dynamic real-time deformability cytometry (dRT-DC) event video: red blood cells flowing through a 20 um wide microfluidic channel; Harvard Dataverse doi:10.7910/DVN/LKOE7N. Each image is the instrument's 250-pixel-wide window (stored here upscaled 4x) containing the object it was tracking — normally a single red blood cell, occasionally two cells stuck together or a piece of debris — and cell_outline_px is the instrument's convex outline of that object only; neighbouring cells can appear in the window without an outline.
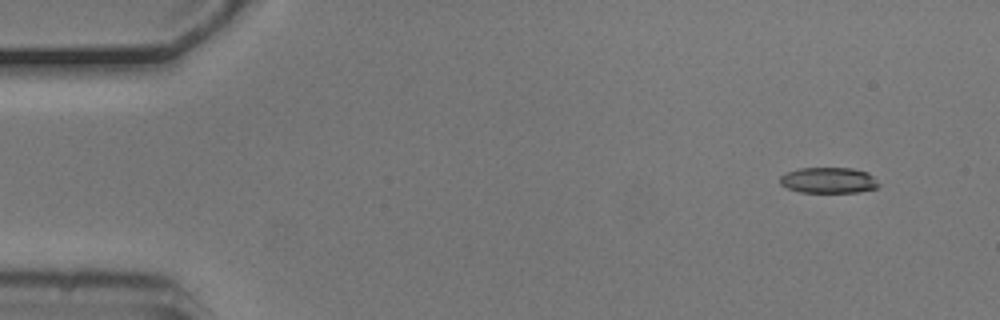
{"species": "common noctule bat (a hibernating species)", "species_latin": "Nyctalus noctula", "temperature_condition": "cold", "stored_images_in_passage": 5, "camera_frame_rate_fps": 3000, "um_per_image_px": 0.085, "animal": {"sex": "male", "body_mass_g": 20.5, "forearm_length_mm": 52.5}, "frame": {"image": 1, "passage_image": 2, "time_ms": 0.333, "image_size_px": [1000, 320], "cell_outline_px": [[880, 184], [876, 188], [856, 192], [800, 192], [788, 188], [780, 184], [780, 176], [788, 172], [800, 168], [852, 168], [868, 172]], "centroid_in_image_um": [70.43, 15.32], "position_along_channel_um": 14.6, "area_um2": 14.74}}
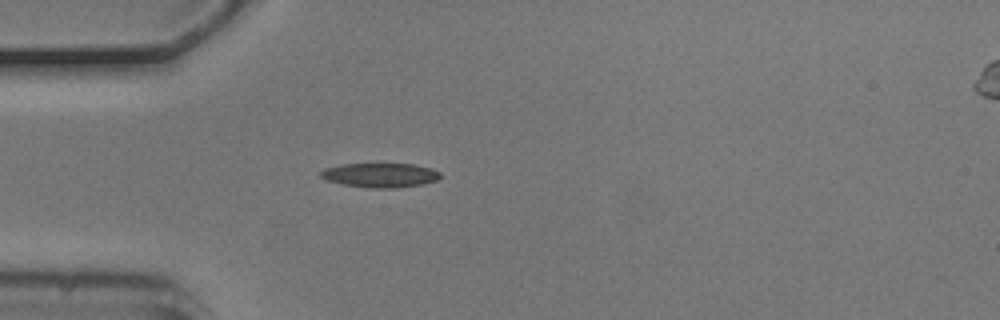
{"frame": {"image": 2, "passage_image": 5, "time_ms": 1.333, "image_size_px": [1000, 320], "cell_outline_px": [[444, 176], [440, 180], [420, 184], [396, 188], [368, 188], [344, 184], [324, 180], [320, 176], [320, 172], [324, 168], [344, 164], [412, 164], [432, 168], [440, 172]], "centroid_in_image_um": [32.35, 14.89], "position_along_channel_um": 52.6, "area_um2": 17.11}}